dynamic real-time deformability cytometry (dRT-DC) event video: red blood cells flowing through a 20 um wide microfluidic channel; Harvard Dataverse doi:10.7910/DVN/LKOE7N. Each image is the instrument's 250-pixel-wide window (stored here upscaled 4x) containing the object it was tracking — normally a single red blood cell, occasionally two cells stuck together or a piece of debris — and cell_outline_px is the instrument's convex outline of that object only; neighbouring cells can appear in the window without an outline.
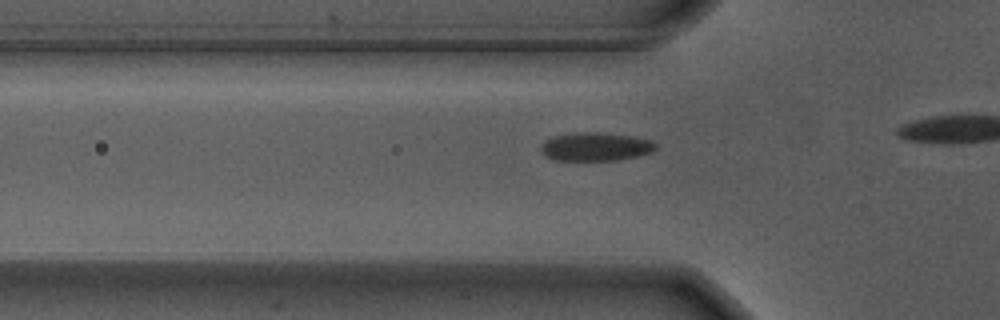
{"species": "Egyptian fruit bat (a non-hibernating species)", "species_latin": "Rousettus aegyptiacus", "temperature_condition": "warm", "stored_images_in_passage": 9, "camera_frame_rate_fps": 3000, "um_per_image_px": 0.085, "animal": {"sex": "male"}, "frame": {"image": 1, "passage_image": 3, "time_ms": 0.667, "image_size_px": [1000, 320], "cell_outline_px": [[656, 148], [652, 152], [636, 156], [616, 160], [552, 160], [540, 148], [548, 140], [556, 136], [588, 132], [632, 136], [652, 140], [656, 144]], "centroid_in_image_um": [50.7, 12.48], "position_along_channel_um": 75.1, "area_um2": 18.38}}
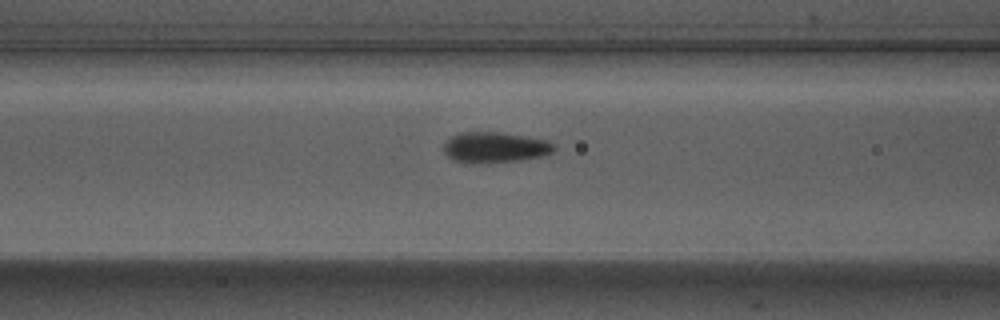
{"frame": {"image": 2, "passage_image": 7, "time_ms": 2.0, "image_size_px": [1000, 320], "cell_outline_px": [[556, 148], [552, 152], [544, 156], [520, 160], [452, 160], [444, 152], [444, 144], [452, 136], [460, 132], [496, 132], [524, 136], [548, 140], [556, 144]], "centroid_in_image_um": [42.15, 12.47], "position_along_channel_um": 124.5, "area_um2": 18.84}}